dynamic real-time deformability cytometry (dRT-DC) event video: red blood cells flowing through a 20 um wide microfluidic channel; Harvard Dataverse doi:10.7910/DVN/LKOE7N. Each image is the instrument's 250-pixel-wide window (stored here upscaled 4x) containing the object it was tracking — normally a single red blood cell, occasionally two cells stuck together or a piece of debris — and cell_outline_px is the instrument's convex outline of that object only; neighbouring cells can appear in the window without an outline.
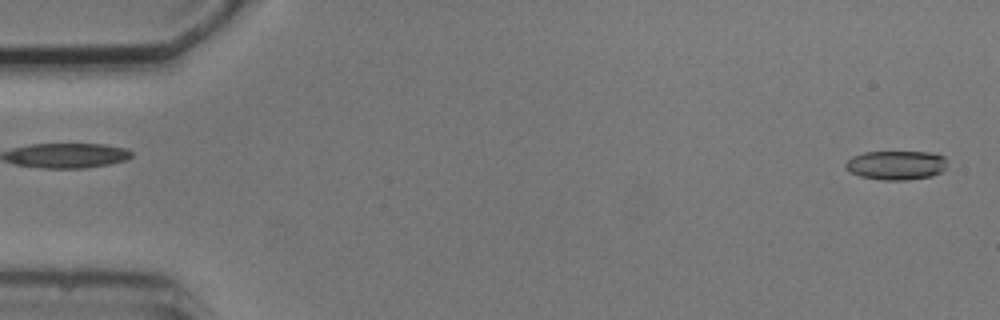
{"species": "common noctule bat (a hibernating species)", "species_latin": "Nyctalus noctula", "temperature_condition": "cold", "stored_images_in_passage": 2, "camera_frame_rate_fps": 3000, "um_per_image_px": 0.085, "animal": {"sex": "male", "body_mass_g": 20.5, "forearm_length_mm": 52.5}, "frame": {"image": 1, "passage_image": 2, "time_ms": 1.333, "image_size_px": [1000, 320], "cell_outline_px": [[948, 168], [932, 176], [908, 180], [880, 180], [860, 176], [852, 172], [844, 164], [852, 156], [864, 152], [928, 152], [944, 156]], "centroid_in_image_um": [76.21, 14.04], "position_along_channel_um": 8.8, "area_um2": 17.28}}